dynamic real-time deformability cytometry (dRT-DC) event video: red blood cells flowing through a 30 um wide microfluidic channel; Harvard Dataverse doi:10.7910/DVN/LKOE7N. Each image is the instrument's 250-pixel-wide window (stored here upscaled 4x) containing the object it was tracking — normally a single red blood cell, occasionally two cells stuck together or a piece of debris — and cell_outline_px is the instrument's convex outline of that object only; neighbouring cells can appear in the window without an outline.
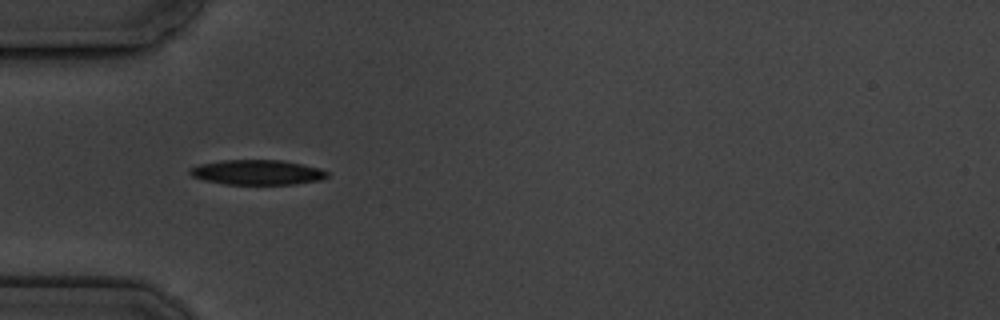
{"species": "common noctule bat (a hibernating species)", "species_latin": "Nyctalus noctula", "temperature_condition": "cold", "stored_images_in_passage": 5, "camera_frame_rate_fps": 3000, "um_per_image_px": 0.085, "animal": {"sex": "male", "body_mass_g": 19.5, "forearm_length_mm": 54.6}, "frame": {"image": 1, "passage_image": 5, "time_ms": 4.667, "image_size_px": [1000, 320], "cell_outline_px": [[328, 176], [320, 180], [292, 184], [224, 184], [204, 180], [192, 176], [188, 172], [192, 168], [200, 164], [220, 160], [284, 160], [304, 164], [320, 168], [328, 172]], "centroid_in_image_um": [21.88, 14.64], "position_along_channel_um": 63.1, "area_um2": 19.94}}